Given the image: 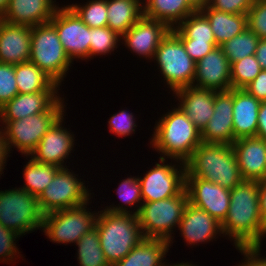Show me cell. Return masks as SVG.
Wrapping results in <instances>:
<instances>
[{"mask_svg":"<svg viewBox=\"0 0 266 266\" xmlns=\"http://www.w3.org/2000/svg\"><path fill=\"white\" fill-rule=\"evenodd\" d=\"M222 234L234 241L235 247H261L266 228L259 204L258 181L242 180L230 191L227 217L221 224Z\"/></svg>","mask_w":266,"mask_h":266,"instance_id":"cell-1","label":"cell"},{"mask_svg":"<svg viewBox=\"0 0 266 266\" xmlns=\"http://www.w3.org/2000/svg\"><path fill=\"white\" fill-rule=\"evenodd\" d=\"M95 227L110 266L121 261L144 238L138 216L126 205L107 206L98 211Z\"/></svg>","mask_w":266,"mask_h":266,"instance_id":"cell-2","label":"cell"},{"mask_svg":"<svg viewBox=\"0 0 266 266\" xmlns=\"http://www.w3.org/2000/svg\"><path fill=\"white\" fill-rule=\"evenodd\" d=\"M185 176H195L232 190L243 179L233 146L201 142L184 162Z\"/></svg>","mask_w":266,"mask_h":266,"instance_id":"cell-3","label":"cell"},{"mask_svg":"<svg viewBox=\"0 0 266 266\" xmlns=\"http://www.w3.org/2000/svg\"><path fill=\"white\" fill-rule=\"evenodd\" d=\"M150 144L161 152L159 158L185 162L202 142L201 131L178 106L156 123ZM167 156V157H166Z\"/></svg>","mask_w":266,"mask_h":266,"instance_id":"cell-4","label":"cell"},{"mask_svg":"<svg viewBox=\"0 0 266 266\" xmlns=\"http://www.w3.org/2000/svg\"><path fill=\"white\" fill-rule=\"evenodd\" d=\"M187 203L188 193L184 188L177 196L136 204L133 213L138 216L144 238L168 240L171 246L172 231L179 226Z\"/></svg>","mask_w":266,"mask_h":266,"instance_id":"cell-5","label":"cell"},{"mask_svg":"<svg viewBox=\"0 0 266 266\" xmlns=\"http://www.w3.org/2000/svg\"><path fill=\"white\" fill-rule=\"evenodd\" d=\"M29 61L61 85L69 66L71 67L73 63L66 54L55 26L51 22L31 27Z\"/></svg>","mask_w":266,"mask_h":266,"instance_id":"cell-6","label":"cell"},{"mask_svg":"<svg viewBox=\"0 0 266 266\" xmlns=\"http://www.w3.org/2000/svg\"><path fill=\"white\" fill-rule=\"evenodd\" d=\"M64 97H62L48 110L36 115H30L24 119L11 122H2L8 151L15 147L24 156H30L35 150L43 135L51 126L64 115ZM26 154V155H25Z\"/></svg>","mask_w":266,"mask_h":266,"instance_id":"cell-7","label":"cell"},{"mask_svg":"<svg viewBox=\"0 0 266 266\" xmlns=\"http://www.w3.org/2000/svg\"><path fill=\"white\" fill-rule=\"evenodd\" d=\"M44 213L38 197L20 188L0 191V224L20 236L43 229Z\"/></svg>","mask_w":266,"mask_h":266,"instance_id":"cell-8","label":"cell"},{"mask_svg":"<svg viewBox=\"0 0 266 266\" xmlns=\"http://www.w3.org/2000/svg\"><path fill=\"white\" fill-rule=\"evenodd\" d=\"M165 82L175 92L192 86L196 62L188 55L182 41L170 31L159 44L154 58Z\"/></svg>","mask_w":266,"mask_h":266,"instance_id":"cell-9","label":"cell"},{"mask_svg":"<svg viewBox=\"0 0 266 266\" xmlns=\"http://www.w3.org/2000/svg\"><path fill=\"white\" fill-rule=\"evenodd\" d=\"M87 204L44 214L45 235L54 243H77L96 224L98 213L87 211Z\"/></svg>","mask_w":266,"mask_h":266,"instance_id":"cell-10","label":"cell"},{"mask_svg":"<svg viewBox=\"0 0 266 266\" xmlns=\"http://www.w3.org/2000/svg\"><path fill=\"white\" fill-rule=\"evenodd\" d=\"M75 176L67 167L56 172L47 188L38 196L39 206L44 214L89 203L91 193L85 183Z\"/></svg>","mask_w":266,"mask_h":266,"instance_id":"cell-11","label":"cell"},{"mask_svg":"<svg viewBox=\"0 0 266 266\" xmlns=\"http://www.w3.org/2000/svg\"><path fill=\"white\" fill-rule=\"evenodd\" d=\"M50 22L55 26L60 42L72 62L75 58H90L91 28L69 5L58 7Z\"/></svg>","mask_w":266,"mask_h":266,"instance_id":"cell-12","label":"cell"},{"mask_svg":"<svg viewBox=\"0 0 266 266\" xmlns=\"http://www.w3.org/2000/svg\"><path fill=\"white\" fill-rule=\"evenodd\" d=\"M165 162V158H160L159 163L147 171L143 178L138 177L143 202L174 197L185 188V164L179 162V169L176 165Z\"/></svg>","mask_w":266,"mask_h":266,"instance_id":"cell-13","label":"cell"},{"mask_svg":"<svg viewBox=\"0 0 266 266\" xmlns=\"http://www.w3.org/2000/svg\"><path fill=\"white\" fill-rule=\"evenodd\" d=\"M185 189L189 203L223 223L229 211L231 190L195 176H185Z\"/></svg>","mask_w":266,"mask_h":266,"instance_id":"cell-14","label":"cell"},{"mask_svg":"<svg viewBox=\"0 0 266 266\" xmlns=\"http://www.w3.org/2000/svg\"><path fill=\"white\" fill-rule=\"evenodd\" d=\"M64 117L61 116L43 135L41 141L30 154V158L42 164L65 168L64 160L74 148V134L62 127Z\"/></svg>","mask_w":266,"mask_h":266,"instance_id":"cell-15","label":"cell"},{"mask_svg":"<svg viewBox=\"0 0 266 266\" xmlns=\"http://www.w3.org/2000/svg\"><path fill=\"white\" fill-rule=\"evenodd\" d=\"M171 30L164 22L143 15L121 38L133 53L153 59L159 44Z\"/></svg>","mask_w":266,"mask_h":266,"instance_id":"cell-16","label":"cell"},{"mask_svg":"<svg viewBox=\"0 0 266 266\" xmlns=\"http://www.w3.org/2000/svg\"><path fill=\"white\" fill-rule=\"evenodd\" d=\"M202 142L232 145L233 133V88L215 91L214 113L201 131Z\"/></svg>","mask_w":266,"mask_h":266,"instance_id":"cell-17","label":"cell"},{"mask_svg":"<svg viewBox=\"0 0 266 266\" xmlns=\"http://www.w3.org/2000/svg\"><path fill=\"white\" fill-rule=\"evenodd\" d=\"M192 86L213 91L231 89V64L220 46L214 47L211 52L196 62Z\"/></svg>","mask_w":266,"mask_h":266,"instance_id":"cell-18","label":"cell"},{"mask_svg":"<svg viewBox=\"0 0 266 266\" xmlns=\"http://www.w3.org/2000/svg\"><path fill=\"white\" fill-rule=\"evenodd\" d=\"M232 146L243 180L260 181L266 178V141L263 138H240Z\"/></svg>","mask_w":266,"mask_h":266,"instance_id":"cell-19","label":"cell"},{"mask_svg":"<svg viewBox=\"0 0 266 266\" xmlns=\"http://www.w3.org/2000/svg\"><path fill=\"white\" fill-rule=\"evenodd\" d=\"M30 48L31 27L0 20V63L28 62Z\"/></svg>","mask_w":266,"mask_h":266,"instance_id":"cell-20","label":"cell"},{"mask_svg":"<svg viewBox=\"0 0 266 266\" xmlns=\"http://www.w3.org/2000/svg\"><path fill=\"white\" fill-rule=\"evenodd\" d=\"M54 2L55 0H9L1 19L29 27L48 23L59 7Z\"/></svg>","mask_w":266,"mask_h":266,"instance_id":"cell-21","label":"cell"},{"mask_svg":"<svg viewBox=\"0 0 266 266\" xmlns=\"http://www.w3.org/2000/svg\"><path fill=\"white\" fill-rule=\"evenodd\" d=\"M178 228L185 242L193 246L211 241L217 234H222L220 222L189 202L185 206Z\"/></svg>","mask_w":266,"mask_h":266,"instance_id":"cell-22","label":"cell"},{"mask_svg":"<svg viewBox=\"0 0 266 266\" xmlns=\"http://www.w3.org/2000/svg\"><path fill=\"white\" fill-rule=\"evenodd\" d=\"M173 94L178 97L181 110L202 131L214 113L215 91L187 86Z\"/></svg>","mask_w":266,"mask_h":266,"instance_id":"cell-23","label":"cell"},{"mask_svg":"<svg viewBox=\"0 0 266 266\" xmlns=\"http://www.w3.org/2000/svg\"><path fill=\"white\" fill-rule=\"evenodd\" d=\"M61 97L58 92L17 94L0 108V122H11L48 111Z\"/></svg>","mask_w":266,"mask_h":266,"instance_id":"cell-24","label":"cell"},{"mask_svg":"<svg viewBox=\"0 0 266 266\" xmlns=\"http://www.w3.org/2000/svg\"><path fill=\"white\" fill-rule=\"evenodd\" d=\"M260 104L261 101L245 89L233 88V133L236 140L257 136Z\"/></svg>","mask_w":266,"mask_h":266,"instance_id":"cell-25","label":"cell"},{"mask_svg":"<svg viewBox=\"0 0 266 266\" xmlns=\"http://www.w3.org/2000/svg\"><path fill=\"white\" fill-rule=\"evenodd\" d=\"M169 247L168 240L143 238L121 261L112 266H166L163 260Z\"/></svg>","mask_w":266,"mask_h":266,"instance_id":"cell-26","label":"cell"},{"mask_svg":"<svg viewBox=\"0 0 266 266\" xmlns=\"http://www.w3.org/2000/svg\"><path fill=\"white\" fill-rule=\"evenodd\" d=\"M143 15L164 22L171 29L197 10L188 0H142Z\"/></svg>","mask_w":266,"mask_h":266,"instance_id":"cell-27","label":"cell"},{"mask_svg":"<svg viewBox=\"0 0 266 266\" xmlns=\"http://www.w3.org/2000/svg\"><path fill=\"white\" fill-rule=\"evenodd\" d=\"M209 21L217 46L222 45L246 28L247 14H231L210 8L208 5L199 10Z\"/></svg>","mask_w":266,"mask_h":266,"instance_id":"cell-28","label":"cell"},{"mask_svg":"<svg viewBox=\"0 0 266 266\" xmlns=\"http://www.w3.org/2000/svg\"><path fill=\"white\" fill-rule=\"evenodd\" d=\"M142 3V0H107V26L122 37L143 16Z\"/></svg>","mask_w":266,"mask_h":266,"instance_id":"cell-29","label":"cell"},{"mask_svg":"<svg viewBox=\"0 0 266 266\" xmlns=\"http://www.w3.org/2000/svg\"><path fill=\"white\" fill-rule=\"evenodd\" d=\"M15 78L19 94L58 92L60 87L51 77L30 61L15 64Z\"/></svg>","mask_w":266,"mask_h":266,"instance_id":"cell-30","label":"cell"},{"mask_svg":"<svg viewBox=\"0 0 266 266\" xmlns=\"http://www.w3.org/2000/svg\"><path fill=\"white\" fill-rule=\"evenodd\" d=\"M180 40L216 42L208 19L197 10L171 30Z\"/></svg>","mask_w":266,"mask_h":266,"instance_id":"cell-31","label":"cell"},{"mask_svg":"<svg viewBox=\"0 0 266 266\" xmlns=\"http://www.w3.org/2000/svg\"><path fill=\"white\" fill-rule=\"evenodd\" d=\"M59 169L55 165L38 163L31 158L25 165V184L21 188L38 197Z\"/></svg>","mask_w":266,"mask_h":266,"instance_id":"cell-32","label":"cell"},{"mask_svg":"<svg viewBox=\"0 0 266 266\" xmlns=\"http://www.w3.org/2000/svg\"><path fill=\"white\" fill-rule=\"evenodd\" d=\"M80 266H110L101 249L96 227L85 233L76 243Z\"/></svg>","mask_w":266,"mask_h":266,"instance_id":"cell-33","label":"cell"},{"mask_svg":"<svg viewBox=\"0 0 266 266\" xmlns=\"http://www.w3.org/2000/svg\"><path fill=\"white\" fill-rule=\"evenodd\" d=\"M259 37L249 28L220 45L230 64L247 56L255 55Z\"/></svg>","mask_w":266,"mask_h":266,"instance_id":"cell-34","label":"cell"},{"mask_svg":"<svg viewBox=\"0 0 266 266\" xmlns=\"http://www.w3.org/2000/svg\"><path fill=\"white\" fill-rule=\"evenodd\" d=\"M90 28L106 27L108 22L107 0H89L84 5H69Z\"/></svg>","mask_w":266,"mask_h":266,"instance_id":"cell-35","label":"cell"},{"mask_svg":"<svg viewBox=\"0 0 266 266\" xmlns=\"http://www.w3.org/2000/svg\"><path fill=\"white\" fill-rule=\"evenodd\" d=\"M261 70L255 55L233 62L231 64V88L244 89Z\"/></svg>","mask_w":266,"mask_h":266,"instance_id":"cell-36","label":"cell"},{"mask_svg":"<svg viewBox=\"0 0 266 266\" xmlns=\"http://www.w3.org/2000/svg\"><path fill=\"white\" fill-rule=\"evenodd\" d=\"M121 36L108 26L91 28L90 58L96 55H106L117 49Z\"/></svg>","mask_w":266,"mask_h":266,"instance_id":"cell-37","label":"cell"},{"mask_svg":"<svg viewBox=\"0 0 266 266\" xmlns=\"http://www.w3.org/2000/svg\"><path fill=\"white\" fill-rule=\"evenodd\" d=\"M17 94L15 65L0 63V108Z\"/></svg>","mask_w":266,"mask_h":266,"instance_id":"cell-38","label":"cell"},{"mask_svg":"<svg viewBox=\"0 0 266 266\" xmlns=\"http://www.w3.org/2000/svg\"><path fill=\"white\" fill-rule=\"evenodd\" d=\"M247 24L259 39H266V0H255L247 13Z\"/></svg>","mask_w":266,"mask_h":266,"instance_id":"cell-39","label":"cell"},{"mask_svg":"<svg viewBox=\"0 0 266 266\" xmlns=\"http://www.w3.org/2000/svg\"><path fill=\"white\" fill-rule=\"evenodd\" d=\"M110 133L117 136H129L135 132L136 122L134 115L126 110H119V113L113 114L108 121Z\"/></svg>","mask_w":266,"mask_h":266,"instance_id":"cell-40","label":"cell"},{"mask_svg":"<svg viewBox=\"0 0 266 266\" xmlns=\"http://www.w3.org/2000/svg\"><path fill=\"white\" fill-rule=\"evenodd\" d=\"M117 194L125 204L132 206L136 203L143 204V198L141 195V186L138 180V177H128L127 179H123V181L119 184Z\"/></svg>","mask_w":266,"mask_h":266,"instance_id":"cell-41","label":"cell"},{"mask_svg":"<svg viewBox=\"0 0 266 266\" xmlns=\"http://www.w3.org/2000/svg\"><path fill=\"white\" fill-rule=\"evenodd\" d=\"M20 237V235L12 231L9 228L4 227L0 224V260L6 262L7 260L10 262L12 259L18 257L19 250L16 246V239ZM17 255V256H16ZM2 257V259H1ZM5 258V259H4Z\"/></svg>","mask_w":266,"mask_h":266,"instance_id":"cell-42","label":"cell"},{"mask_svg":"<svg viewBox=\"0 0 266 266\" xmlns=\"http://www.w3.org/2000/svg\"><path fill=\"white\" fill-rule=\"evenodd\" d=\"M255 0H210L208 6L212 9L231 14H247Z\"/></svg>","mask_w":266,"mask_h":266,"instance_id":"cell-43","label":"cell"},{"mask_svg":"<svg viewBox=\"0 0 266 266\" xmlns=\"http://www.w3.org/2000/svg\"><path fill=\"white\" fill-rule=\"evenodd\" d=\"M188 55L195 61H199L217 47L216 42H194V40H181Z\"/></svg>","mask_w":266,"mask_h":266,"instance_id":"cell-44","label":"cell"},{"mask_svg":"<svg viewBox=\"0 0 266 266\" xmlns=\"http://www.w3.org/2000/svg\"><path fill=\"white\" fill-rule=\"evenodd\" d=\"M244 89L257 100L266 101V70H261Z\"/></svg>","mask_w":266,"mask_h":266,"instance_id":"cell-45","label":"cell"},{"mask_svg":"<svg viewBox=\"0 0 266 266\" xmlns=\"http://www.w3.org/2000/svg\"><path fill=\"white\" fill-rule=\"evenodd\" d=\"M244 256V262L238 266H266V257H260V247L237 248Z\"/></svg>","mask_w":266,"mask_h":266,"instance_id":"cell-46","label":"cell"},{"mask_svg":"<svg viewBox=\"0 0 266 266\" xmlns=\"http://www.w3.org/2000/svg\"><path fill=\"white\" fill-rule=\"evenodd\" d=\"M257 137L266 141V101H262L259 107Z\"/></svg>","mask_w":266,"mask_h":266,"instance_id":"cell-47","label":"cell"},{"mask_svg":"<svg viewBox=\"0 0 266 266\" xmlns=\"http://www.w3.org/2000/svg\"><path fill=\"white\" fill-rule=\"evenodd\" d=\"M258 191L261 218L266 228V178L258 181Z\"/></svg>","mask_w":266,"mask_h":266,"instance_id":"cell-48","label":"cell"},{"mask_svg":"<svg viewBox=\"0 0 266 266\" xmlns=\"http://www.w3.org/2000/svg\"><path fill=\"white\" fill-rule=\"evenodd\" d=\"M9 151L4 137L3 128H0V175L3 172L4 166H6V160L8 158ZM1 177V176H0Z\"/></svg>","mask_w":266,"mask_h":266,"instance_id":"cell-49","label":"cell"},{"mask_svg":"<svg viewBox=\"0 0 266 266\" xmlns=\"http://www.w3.org/2000/svg\"><path fill=\"white\" fill-rule=\"evenodd\" d=\"M255 56L261 69L266 70V39L259 40Z\"/></svg>","mask_w":266,"mask_h":266,"instance_id":"cell-50","label":"cell"},{"mask_svg":"<svg viewBox=\"0 0 266 266\" xmlns=\"http://www.w3.org/2000/svg\"><path fill=\"white\" fill-rule=\"evenodd\" d=\"M210 0H188V2L196 9L200 10L209 4Z\"/></svg>","mask_w":266,"mask_h":266,"instance_id":"cell-51","label":"cell"},{"mask_svg":"<svg viewBox=\"0 0 266 266\" xmlns=\"http://www.w3.org/2000/svg\"><path fill=\"white\" fill-rule=\"evenodd\" d=\"M9 0H0V14L5 10Z\"/></svg>","mask_w":266,"mask_h":266,"instance_id":"cell-52","label":"cell"},{"mask_svg":"<svg viewBox=\"0 0 266 266\" xmlns=\"http://www.w3.org/2000/svg\"><path fill=\"white\" fill-rule=\"evenodd\" d=\"M166 266H197V265H193V264H190V263H183L181 262L180 264L179 263H176V264H173V265H166Z\"/></svg>","mask_w":266,"mask_h":266,"instance_id":"cell-53","label":"cell"}]
</instances>
